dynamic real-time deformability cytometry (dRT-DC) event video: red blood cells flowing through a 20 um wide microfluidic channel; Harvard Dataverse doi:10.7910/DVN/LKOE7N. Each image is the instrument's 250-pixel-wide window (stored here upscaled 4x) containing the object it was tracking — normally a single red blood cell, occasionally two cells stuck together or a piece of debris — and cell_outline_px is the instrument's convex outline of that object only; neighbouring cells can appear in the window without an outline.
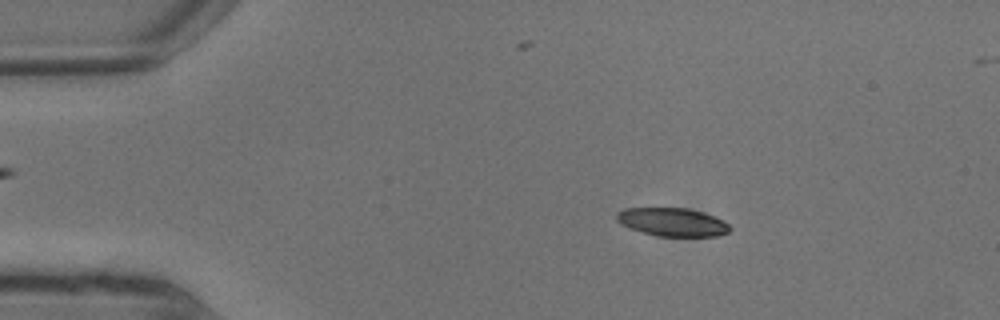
{"species": "common noctule bat (a hibernating species)", "species_latin": "Nyctalus noctula", "temperature_condition": "warm", "stored_images_in_passage": 10, "camera_frame_rate_fps": 3000, "um_per_image_px": 0.085, "animal": {"sex": "male", "body_mass_g": 13.3}, "frame": {"image": 1, "passage_image": 3, "time_ms": 0.667, "image_size_px": [1000, 320], "cell_outline_px": [[732, 228], [728, 232], [720, 236], [656, 236], [620, 224], [616, 220], [616, 212], [624, 208], [688, 208], [704, 212], [724, 220]], "centroid_in_image_um": [57.18, 18.87], "position_along_channel_um": 27.8, "area_um2": 18.79}}
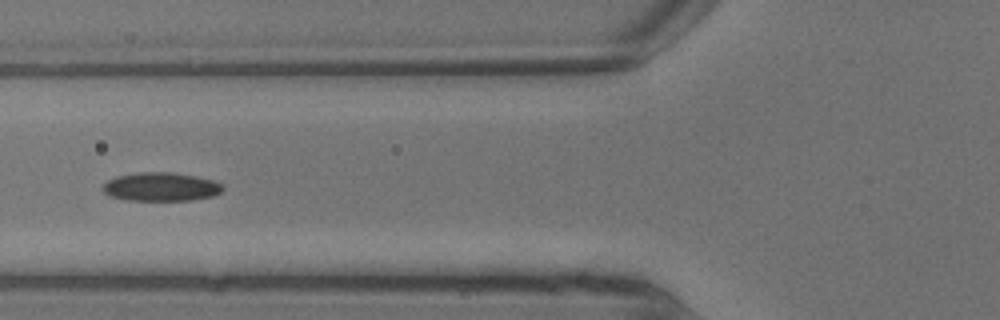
{"frame": {"image": 2, "passage_image": 7, "time_ms": 2.0, "image_size_px": [1000, 320], "cell_outline_px": [[224, 188], [220, 192], [212, 196], [192, 200], [128, 200], [112, 196], [104, 192], [100, 188], [108, 180], [116, 176], [136, 172], [172, 172], [196, 176], [212, 180], [224, 184]], "centroid_in_image_um": [13.68, 15.87], "position_along_channel_um": 112.1, "area_um2": 20.06}}
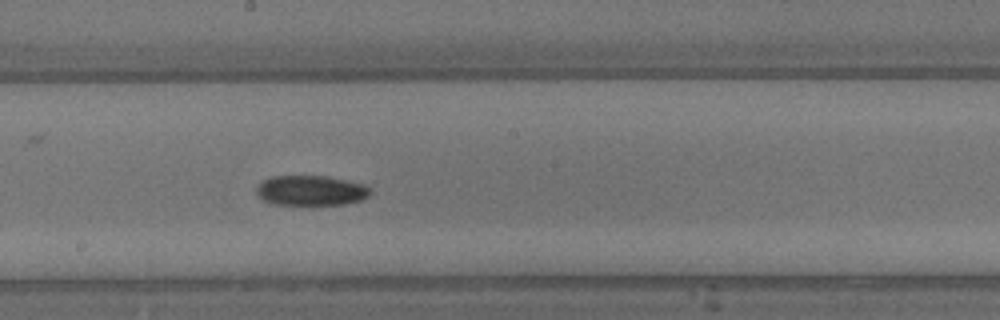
{"frame": {"image": 3, "passage_image": 10, "time_ms": 3.0, "image_size_px": [1000, 320], "cell_outline_px": [[372, 192], [368, 196], [360, 200], [344, 204], [276, 204], [260, 200], [256, 196], [256, 184], [272, 176], [328, 176], [364, 184]], "centroid_in_image_um": [26.37, 16.19], "position_along_channel_um": 221.8, "area_um2": 20.0}}